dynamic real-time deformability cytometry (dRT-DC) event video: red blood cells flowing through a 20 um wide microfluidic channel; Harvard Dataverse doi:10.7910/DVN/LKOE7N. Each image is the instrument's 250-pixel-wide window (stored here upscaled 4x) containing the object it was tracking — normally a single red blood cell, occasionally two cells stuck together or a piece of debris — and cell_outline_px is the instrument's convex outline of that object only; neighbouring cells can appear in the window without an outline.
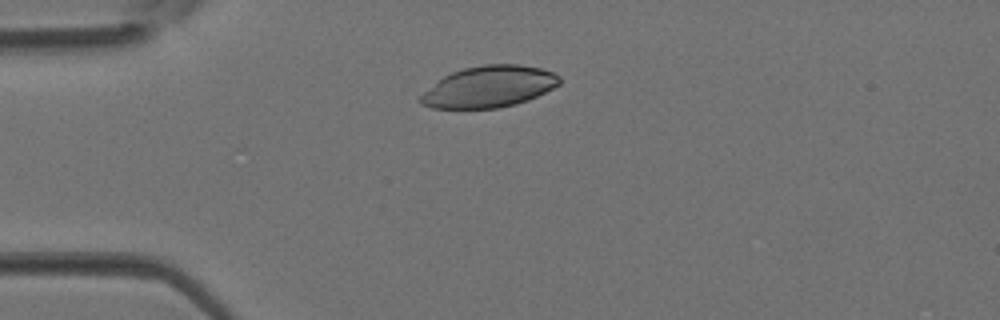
{"species": "Egyptian fruit bat (a non-hibernating species)", "species_latin": "Rousettus aegyptiacus", "temperature_condition": "room temperature", "stored_images_in_passage": 3, "camera_frame_rate_fps": 3000, "um_per_image_px": 0.085, "animal": {"sex": "female"}, "frame": {"image": 1, "passage_image": 2, "time_ms": 0.333, "image_size_px": [1000, 320], "cell_outline_px": [[560, 84], [528, 100], [516, 104], [496, 108], [432, 108], [420, 104], [416, 100], [424, 92], [444, 76], [452, 72], [464, 68], [484, 64], [520, 64], [540, 68], [552, 72], [560, 76]], "centroid_in_image_um": [41.55, 7.37], "position_along_channel_um": 43.4, "area_um2": 33.41}}